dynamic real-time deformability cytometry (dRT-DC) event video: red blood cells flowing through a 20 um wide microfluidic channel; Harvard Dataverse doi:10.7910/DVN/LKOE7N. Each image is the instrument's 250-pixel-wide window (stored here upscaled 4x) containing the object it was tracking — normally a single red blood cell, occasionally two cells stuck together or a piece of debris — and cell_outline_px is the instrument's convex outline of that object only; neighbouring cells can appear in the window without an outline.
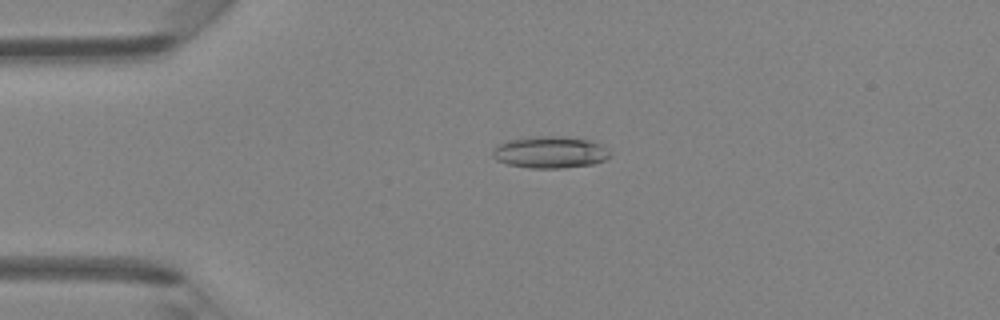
{"species": "Egyptian fruit bat (a non-hibernating species)", "species_latin": "Rousettus aegyptiacus", "temperature_condition": "room temperature", "stored_images_in_passage": 47, "camera_frame_rate_fps": 3000, "um_per_image_px": 0.085, "animal": {"sex": "female"}, "frame": {"image": 1, "passage_image": 11, "time_ms": 3.333, "image_size_px": [1000, 320], "cell_outline_px": [[612, 156], [604, 160], [592, 164], [564, 168], [528, 168], [508, 164], [496, 160], [492, 156], [492, 152], [500, 144], [508, 140], [536, 136], [564, 136], [592, 140], [604, 144], [612, 152]], "centroid_in_image_um": [46.84, 12.93], "position_along_channel_um": 38.2, "area_um2": 22.08}}
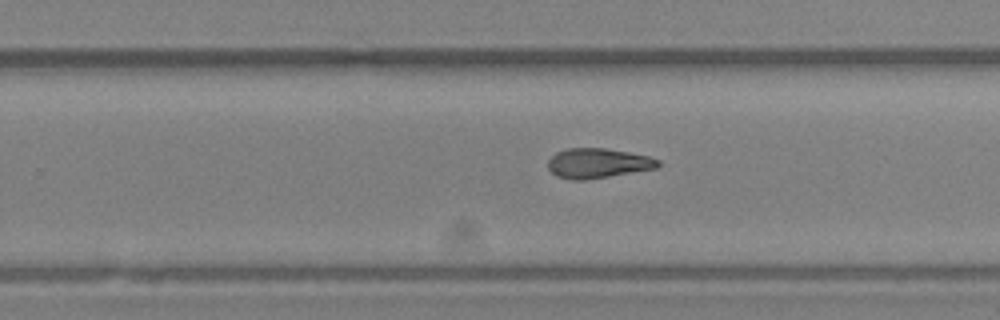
{"frame": {"image": 2, "passage_image": 30, "time_ms": 9.667, "image_size_px": [1000, 320], "cell_outline_px": [[660, 164], [656, 168], [584, 180], [572, 180], [556, 176], [548, 168], [548, 160], [556, 152], [564, 148], [604, 148], [628, 152], [648, 156], [660, 160]], "centroid_in_image_um": [50.78, 13.86], "position_along_channel_um": 279.0, "area_um2": 19.02}}
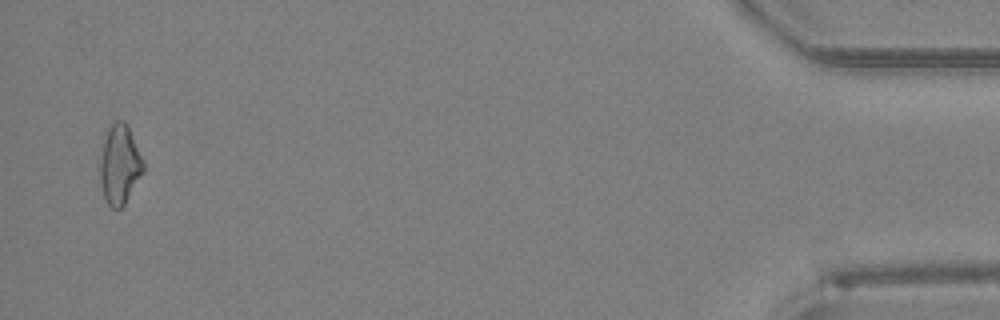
{"frame": {"image": 3, "passage_image": 46, "time_ms": 15.0, "image_size_px": [1000, 320], "cell_outline_px": [[144, 172], [124, 204], [120, 208], [112, 208], [104, 200], [100, 184], [100, 156], [104, 140], [108, 128], [116, 120], [124, 120], [144, 160]], "centroid_in_image_um": [10.16, 14.01], "position_along_channel_um": 425.0, "area_um2": 20.0}, "authors_computed_cell_mechanics": {"area_um2": 19.8254, "velocity_mm_per_s": 4.3215, "shape_relaxation_time_tau1_ms": null, "shape_relaxation_time_tau2_ms": 6.3938, "deformation_change_tau1": null, "deformation_change_tau2": 0.1718}}